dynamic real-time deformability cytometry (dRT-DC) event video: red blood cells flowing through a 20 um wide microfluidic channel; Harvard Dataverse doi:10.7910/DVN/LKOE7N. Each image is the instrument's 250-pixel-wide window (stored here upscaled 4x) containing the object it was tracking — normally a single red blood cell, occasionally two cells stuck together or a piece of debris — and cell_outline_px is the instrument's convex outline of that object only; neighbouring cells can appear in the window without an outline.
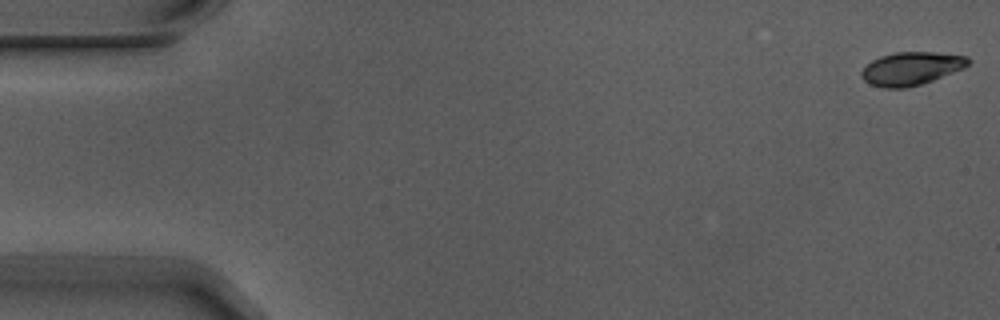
{"species": "Egyptian fruit bat (a non-hibernating species)", "species_latin": "Rousettus aegyptiacus", "temperature_condition": "warm", "stored_images_in_passage": 8, "camera_frame_rate_fps": 3000, "um_per_image_px": 0.085, "animal": {"sex": "male"}, "frame": {"image": 1, "passage_image": 1, "time_ms": 0.0, "image_size_px": [1000, 320], "cell_outline_px": [[972, 60], [964, 68], [932, 80], [920, 84], [904, 88], [884, 88], [872, 84], [864, 80], [860, 76], [860, 72], [872, 60], [880, 56], [896, 52], [936, 52], [968, 56]], "centroid_in_image_um": [77.47, 5.81], "position_along_channel_um": 7.5, "area_um2": 20.52}}
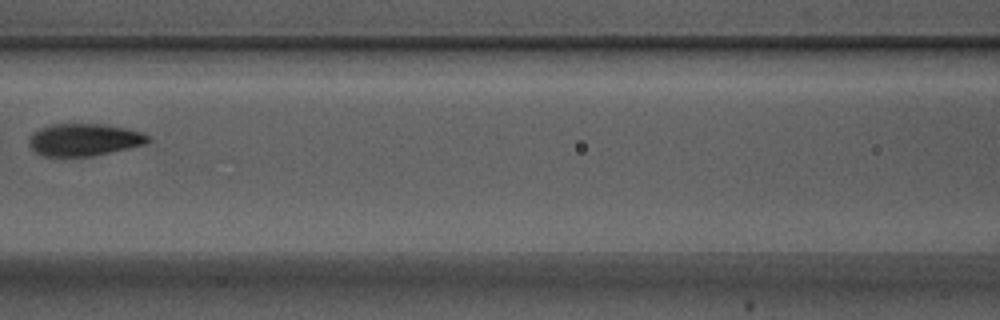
{"frame": {"image": 2, "passage_image": 7, "time_ms": 2.0, "image_size_px": [1000, 320], "cell_outline_px": [[152, 140], [144, 144], [128, 148], [92, 156], [44, 156], [36, 152], [32, 148], [28, 140], [32, 132], [48, 124], [104, 124], [124, 128], [140, 132], [148, 136]], "centroid_in_image_um": [7.12, 11.87], "position_along_channel_um": 159.5, "area_um2": 22.25}}
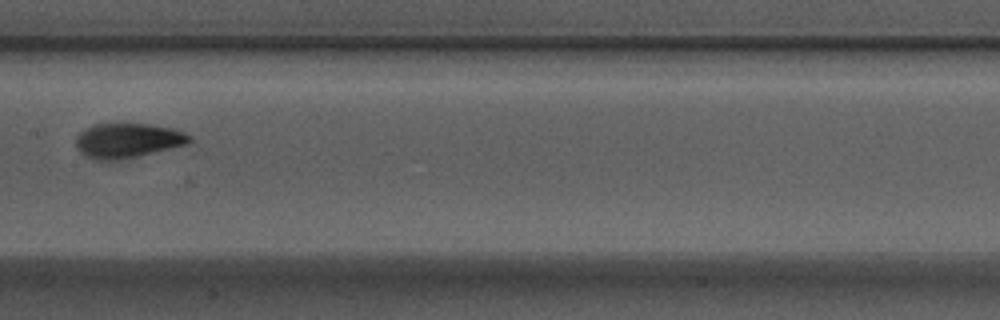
{"frame": {"image": 3, "passage_image": 8, "time_ms": 2.333, "image_size_px": [1000, 320], "cell_outline_px": [[192, 140], [188, 144], [120, 160], [100, 160], [88, 156], [80, 152], [76, 148], [76, 136], [80, 132], [92, 124], [112, 120], [148, 124], [176, 128], [192, 136]], "centroid_in_image_um": [10.85, 11.88], "position_along_channel_um": 196.6, "area_um2": 23.76}}